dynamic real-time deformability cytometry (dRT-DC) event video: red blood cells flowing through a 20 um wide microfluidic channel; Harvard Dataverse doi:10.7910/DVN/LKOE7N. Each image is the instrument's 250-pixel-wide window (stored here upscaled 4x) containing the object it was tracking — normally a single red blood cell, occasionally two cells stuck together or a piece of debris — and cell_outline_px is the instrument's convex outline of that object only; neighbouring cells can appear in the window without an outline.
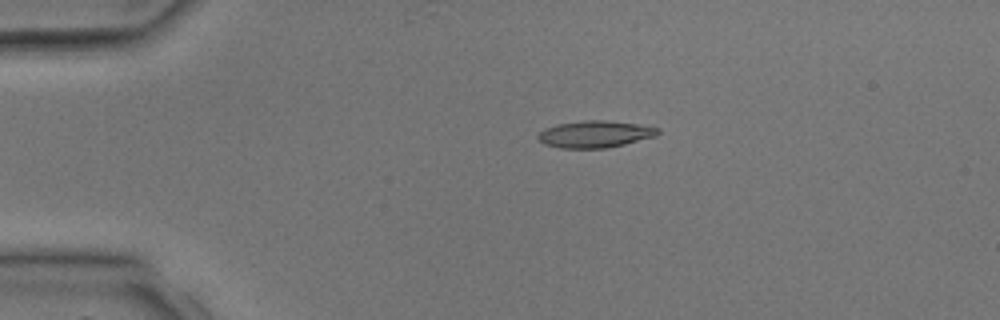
{"species": "common noctule bat (a hibernating species)", "species_latin": "Nyctalus noctula", "temperature_condition": "room temperature", "stored_images_in_passage": 3, "camera_frame_rate_fps": 3000, "um_per_image_px": 0.085, "animal": {"sex": "male", "body_mass_g": 17.9, "forearm_length_mm": 54.2}, "frame": {"image": 1, "passage_image": 1, "time_ms": 0.0, "image_size_px": [1000, 320], "cell_outline_px": [[660, 132], [656, 136], [624, 144], [604, 148], [560, 148], [544, 144], [536, 136], [544, 128], [556, 124], [584, 120], [608, 120], [636, 124], [660, 128]], "centroid_in_image_um": [50.56, 11.39], "position_along_channel_um": 34.4, "area_um2": 18.79}}